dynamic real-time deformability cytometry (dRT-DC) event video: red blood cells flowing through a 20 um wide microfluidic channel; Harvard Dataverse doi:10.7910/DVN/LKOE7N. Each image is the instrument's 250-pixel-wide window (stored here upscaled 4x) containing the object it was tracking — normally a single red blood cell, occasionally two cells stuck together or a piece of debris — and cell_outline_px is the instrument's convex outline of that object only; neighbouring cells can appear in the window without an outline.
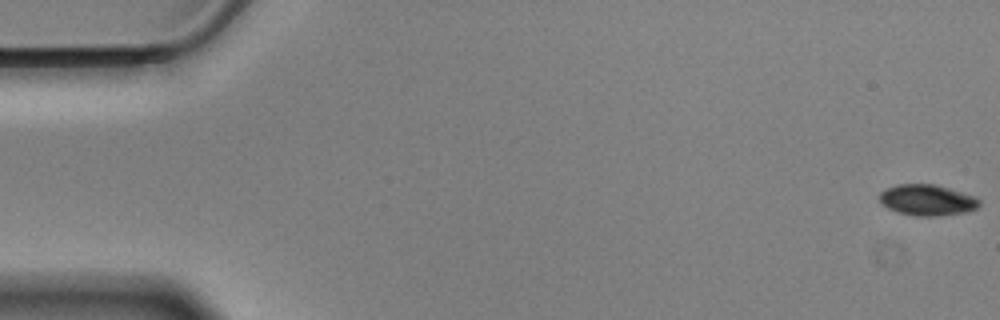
{"species": "Egyptian fruit bat (a non-hibernating species)", "species_latin": "Rousettus aegyptiacus", "temperature_condition": "cold", "stored_images_in_passage": 57, "camera_frame_rate_fps": 3000, "um_per_image_px": 0.085, "animal": {"sex": "male"}, "frame": {"image": 1, "passage_image": 1, "time_ms": 0.0, "image_size_px": [1000, 320], "cell_outline_px": [[980, 204], [976, 208], [968, 212], [936, 216], [916, 216], [900, 212], [888, 208], [880, 204], [880, 192], [888, 188], [900, 184], [932, 184], [948, 188], [976, 196], [980, 200]], "centroid_in_image_um": [78.84, 17.01], "position_along_channel_um": 6.2, "area_um2": 17.92}}
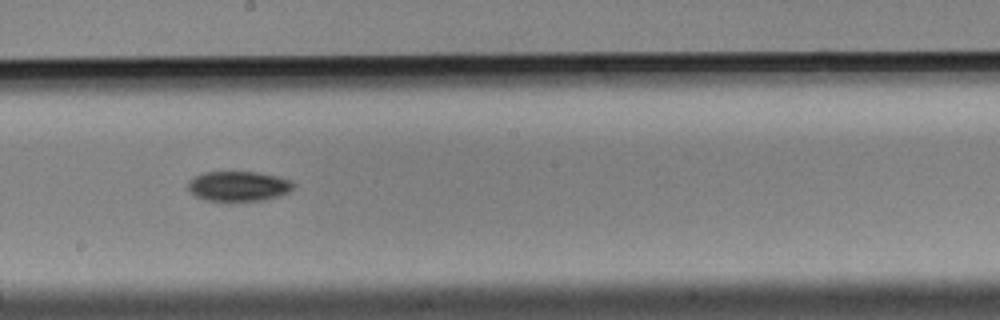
{"frame": {"image": 2, "passage_image": 32, "time_ms": 10.333, "image_size_px": [1000, 320], "cell_outline_px": [[296, 184], [288, 192], [280, 196], [264, 200], [204, 200], [196, 196], [188, 188], [188, 180], [204, 172], [256, 172], [280, 176], [292, 180]], "centroid_in_image_um": [20.32, 15.81], "position_along_channel_um": 227.9, "area_um2": 18.38}}
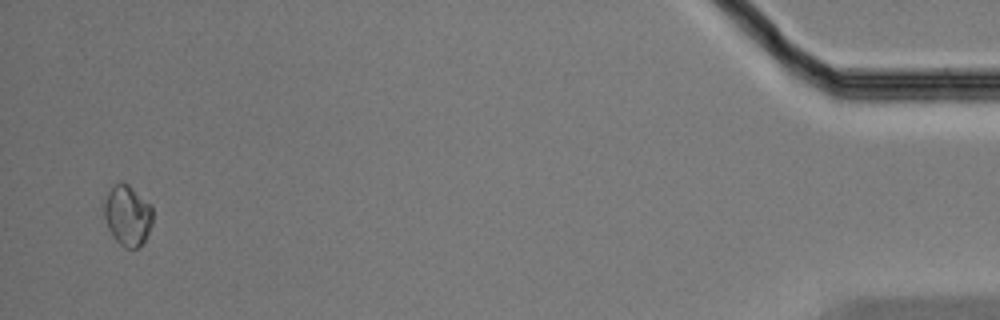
{"frame": {"image": 3, "passage_image": 56, "time_ms": 18.333, "image_size_px": [1000, 320], "cell_outline_px": [[152, 224], [144, 240], [136, 248], [124, 248], [112, 236], [108, 228], [104, 216], [104, 204], [108, 192], [112, 184], [120, 180], [128, 184], [152, 204]], "centroid_in_image_um": [10.83, 18.27], "position_along_channel_um": 424.4, "area_um2": 17.28}, "authors_computed_cell_mechanics": {"area_um2": 18.207, "velocity_mm_per_s": 3.5093, "shape_relaxation_time_tau1_ms": 1.9017, "shape_relaxation_time_tau2_ms": null, "deformation_change_tau1": 0.0718, "deformation_change_tau2": null}}